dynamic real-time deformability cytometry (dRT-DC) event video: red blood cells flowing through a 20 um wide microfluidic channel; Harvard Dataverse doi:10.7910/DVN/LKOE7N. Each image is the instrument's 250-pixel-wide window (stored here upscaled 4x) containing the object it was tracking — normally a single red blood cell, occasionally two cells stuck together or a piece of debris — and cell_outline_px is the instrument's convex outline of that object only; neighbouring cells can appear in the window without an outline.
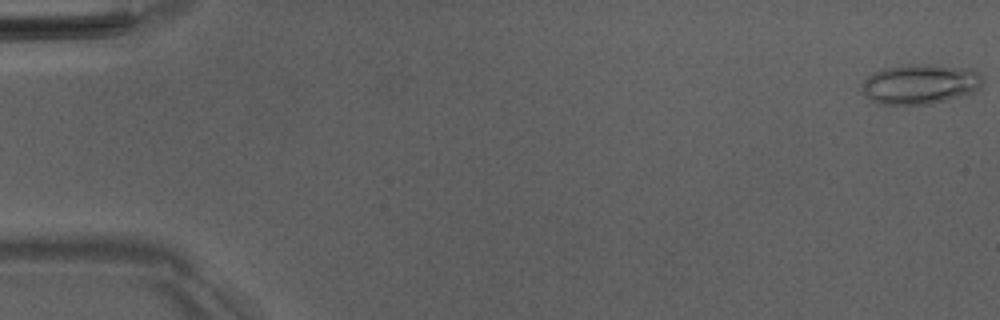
{"species": "Egyptian fruit bat (a non-hibernating species)", "species_latin": "Rousettus aegyptiacus", "temperature_condition": "room temperature", "stored_images_in_passage": 52, "camera_frame_rate_fps": 3000, "um_per_image_px": 0.085, "animal": {"sex": "male"}, "frame": {"image": 1, "passage_image": 1, "time_ms": 0.0, "image_size_px": [1000, 320], "cell_outline_px": [[984, 80], [980, 88], [976, 92], [928, 104], [876, 104], [860, 88], [860, 84], [872, 72], [884, 68], [908, 64], [932, 64], [972, 68], [980, 72]], "centroid_in_image_um": [78.24, 7.12], "position_along_channel_um": 6.8, "area_um2": 28.5}}
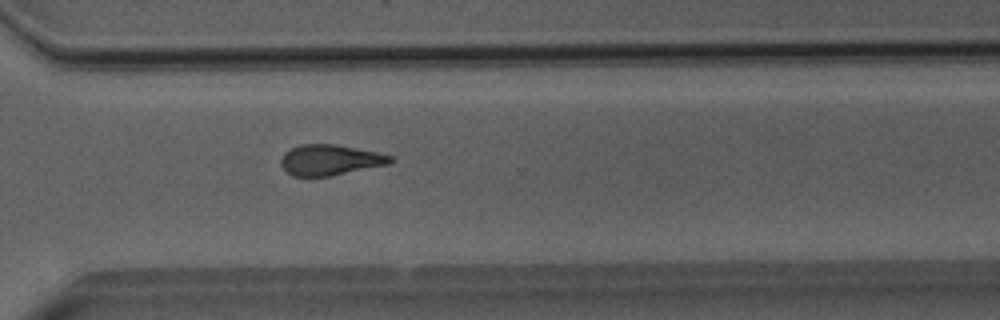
{"frame": {"image": 2, "passage_image": 38, "time_ms": 12.333, "image_size_px": [1000, 320], "cell_outline_px": [[396, 160], [392, 164], [328, 176], [292, 176], [280, 164], [280, 160], [284, 152], [300, 144], [332, 144], [376, 152], [392, 156]], "centroid_in_image_um": [28.08, 13.6], "position_along_channel_um": 342.5, "area_um2": 19.48}}
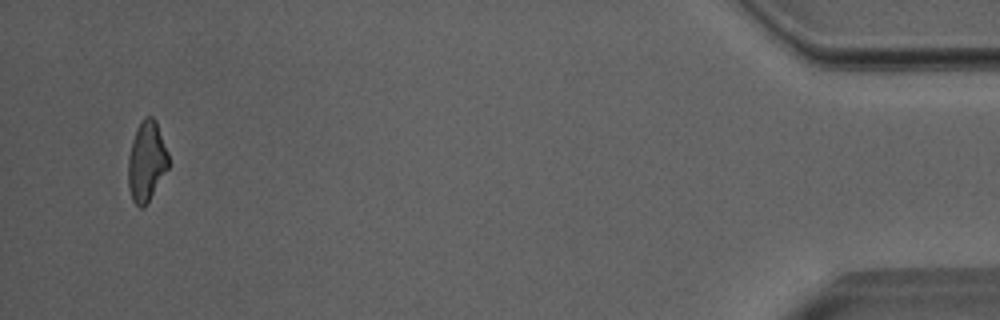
{"frame": {"image": 3, "passage_image": 50, "time_ms": 16.333, "image_size_px": [1000, 320], "cell_outline_px": [[168, 168], [148, 204], [144, 208], [140, 208], [132, 200], [128, 188], [128, 156], [132, 140], [136, 128], [144, 116], [152, 116], [156, 120], [168, 152]], "centroid_in_image_um": [12.45, 13.73], "position_along_channel_um": 422.8, "area_um2": 19.13}, "authors_computed_cell_mechanics": {"area_um2": 20.2011, "velocity_mm_per_s": 4.0293, "shape_relaxation_time_tau1_ms": 10.0876, "shape_relaxation_time_tau2_ms": 2.0246, "deformation_change_tau1": 0.2228, "deformation_change_tau2": 0.1129}}